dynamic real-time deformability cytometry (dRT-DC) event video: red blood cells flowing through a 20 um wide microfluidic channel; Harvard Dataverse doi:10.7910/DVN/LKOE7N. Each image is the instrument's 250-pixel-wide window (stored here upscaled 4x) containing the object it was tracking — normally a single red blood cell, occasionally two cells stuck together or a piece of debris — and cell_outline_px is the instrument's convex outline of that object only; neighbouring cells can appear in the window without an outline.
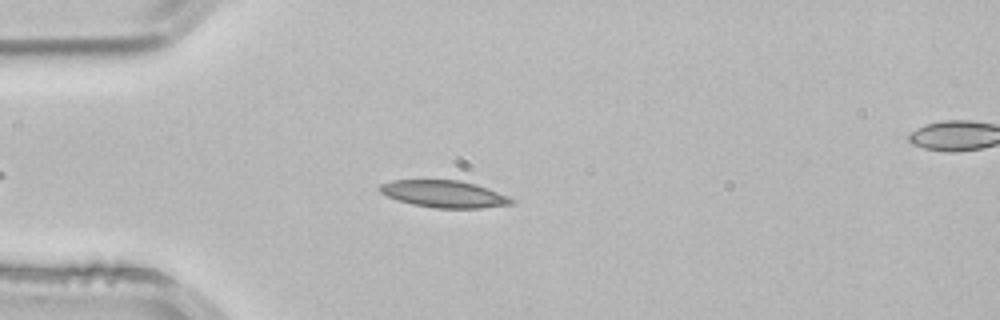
{"species": "common noctule bat (a hibernating species)", "species_latin": "Nyctalus noctula", "temperature_condition": "room temperature", "stored_images_in_passage": 3, "segment_of_instrument_passage": [1, 2], "camera_frame_rate_fps": 3000, "um_per_image_px": 0.085, "animal": {"sex": "male", "body_mass_g": 21.5, "forearm_length_mm": 52.0}, "frame": {"image": 1, "passage_image": 2, "time_ms": 0.333, "image_size_px": [1000, 320], "cell_outline_px": [[516, 200], [512, 204], [480, 208], [436, 208], [412, 204], [388, 196], [380, 192], [380, 184], [392, 180], [460, 180], [476, 184], [488, 188]], "centroid_in_image_um": [37.77, 16.48], "position_along_channel_um": 47.2, "area_um2": 20.58}}